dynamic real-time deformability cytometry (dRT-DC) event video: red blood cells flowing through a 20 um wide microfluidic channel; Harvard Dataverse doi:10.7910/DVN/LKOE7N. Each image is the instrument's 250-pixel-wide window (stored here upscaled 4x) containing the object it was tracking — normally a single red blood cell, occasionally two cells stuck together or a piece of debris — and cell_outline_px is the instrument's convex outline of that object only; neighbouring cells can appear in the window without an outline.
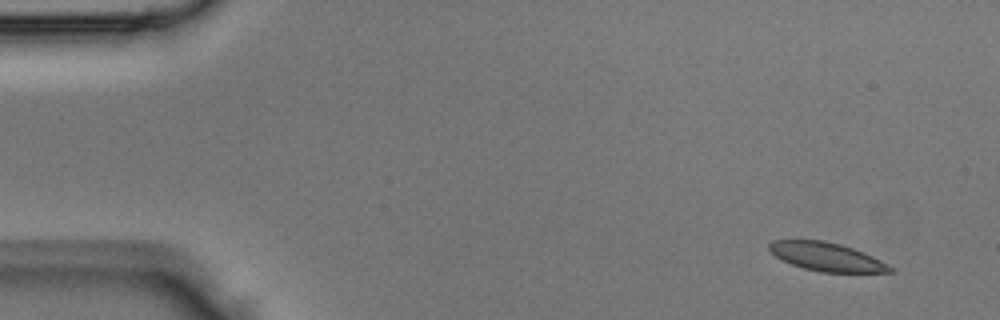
{"species": "Egyptian fruit bat (a non-hibernating species)", "species_latin": "Rousettus aegyptiacus", "temperature_condition": "room temperature", "stored_images_in_passage": 2, "segment_of_instrument_passage": [2, 2], "camera_frame_rate_fps": 3000, "um_per_image_px": 0.085, "animal": {"sex": "male"}, "frame": {"image": 1, "passage_image": 2, "time_ms": 0.333, "image_size_px": [1000, 320], "cell_outline_px": [[896, 272], [820, 272], [804, 268], [792, 264], [776, 256], [768, 248], [768, 244], [772, 240], [824, 240], [840, 244], [852, 248], [872, 256], [880, 260], [892, 268]], "centroid_in_image_um": [70.24, 21.82], "position_along_channel_um": 14.8, "area_um2": 19.77}}